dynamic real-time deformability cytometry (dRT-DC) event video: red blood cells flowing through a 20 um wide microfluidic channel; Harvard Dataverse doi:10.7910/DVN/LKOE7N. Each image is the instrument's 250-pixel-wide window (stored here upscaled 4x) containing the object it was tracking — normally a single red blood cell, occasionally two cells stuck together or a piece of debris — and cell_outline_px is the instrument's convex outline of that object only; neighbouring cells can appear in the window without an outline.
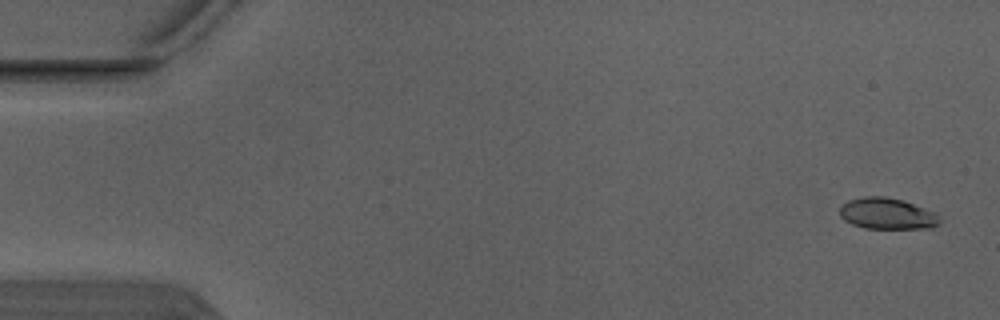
{"species": "Egyptian fruit bat (a non-hibernating species)", "species_latin": "Rousettus aegyptiacus", "temperature_condition": "warm", "stored_images_in_passage": 5, "camera_frame_rate_fps": 3000, "um_per_image_px": 0.085, "animal": {"sex": "male"}, "frame": {"image": 1, "passage_image": 1, "time_ms": 0.0, "image_size_px": [1000, 320], "cell_outline_px": [[940, 220], [932, 228], [864, 228], [852, 224], [844, 220], [840, 216], [840, 208], [848, 200], [864, 196], [884, 196], [904, 200], [936, 212]], "centroid_in_image_um": [75.4, 18.15], "position_along_channel_um": 9.6, "area_um2": 18.21}}
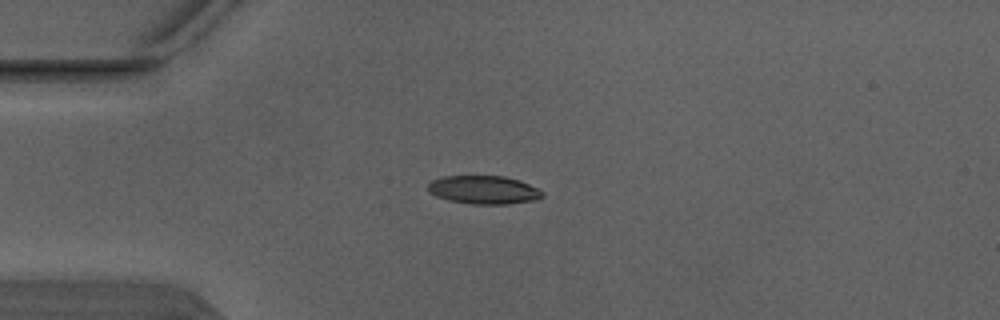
{"frame": {"image": 2, "passage_image": 4, "time_ms": 1.0, "image_size_px": [1000, 320], "cell_outline_px": [[544, 196], [536, 200], [508, 204], [472, 204], [448, 200], [436, 196], [428, 192], [428, 184], [432, 180], [444, 176], [504, 176], [520, 180], [544, 192]], "centroid_in_image_um": [41.12, 16.14], "position_along_channel_um": 43.9, "area_um2": 18.96}}
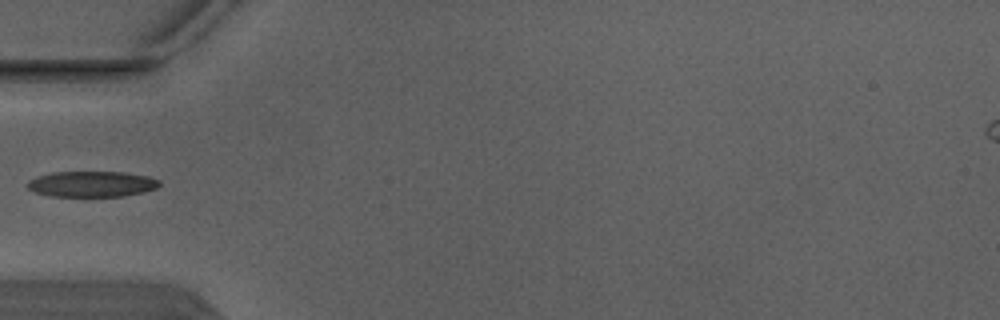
{"frame": {"image": 3, "passage_image": 5, "time_ms": 1.333, "image_size_px": [1000, 320], "cell_outline_px": [[160, 184], [156, 188], [144, 192], [124, 196], [52, 196], [36, 192], [28, 188], [28, 180], [36, 176], [52, 172], [124, 172], [148, 176], [160, 180]], "centroid_in_image_um": [7.82, 15.63], "position_along_channel_um": 77.2, "area_um2": 19.77}}